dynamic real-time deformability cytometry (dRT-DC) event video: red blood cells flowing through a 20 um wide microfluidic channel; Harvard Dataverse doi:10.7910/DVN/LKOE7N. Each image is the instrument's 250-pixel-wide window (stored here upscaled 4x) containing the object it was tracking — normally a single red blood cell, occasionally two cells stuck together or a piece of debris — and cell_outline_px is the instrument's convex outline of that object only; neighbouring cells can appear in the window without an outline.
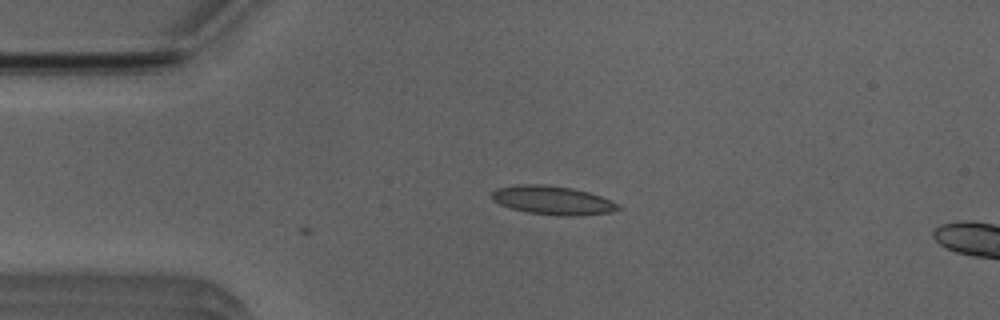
{"species": "Egyptian fruit bat (a non-hibernating species)", "species_latin": "Rousettus aegyptiacus", "temperature_condition": "room temperature", "stored_images_in_passage": 3, "camera_frame_rate_fps": 3000, "um_per_image_px": 0.085, "animal": {"sex": "male"}, "frame": {"image": 1, "passage_image": 3, "time_ms": 0.667, "image_size_px": [1000, 320], "cell_outline_px": [[624, 208], [612, 212], [580, 216], [564, 216], [528, 212], [512, 208], [500, 204], [492, 200], [492, 192], [496, 188], [516, 184], [544, 184], [572, 188], [588, 192], [600, 196], [620, 204]], "centroid_in_image_um": [47.01, 17.02], "position_along_channel_um": 38.0, "area_um2": 21.27}}